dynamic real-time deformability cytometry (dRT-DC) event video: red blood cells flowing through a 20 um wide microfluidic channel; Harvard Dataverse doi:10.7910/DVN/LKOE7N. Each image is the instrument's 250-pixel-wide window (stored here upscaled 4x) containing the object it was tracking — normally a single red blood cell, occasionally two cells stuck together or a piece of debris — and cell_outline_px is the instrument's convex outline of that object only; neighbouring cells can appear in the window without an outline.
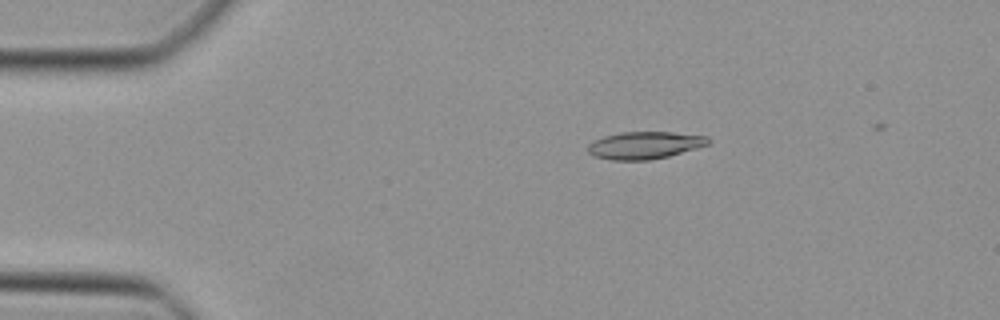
{"species": "Egyptian fruit bat (a non-hibernating species)", "species_latin": "Rousettus aegyptiacus", "temperature_condition": "cold", "stored_images_in_passage": 17, "camera_frame_rate_fps": 3000, "um_per_image_px": 0.085, "animal": {"sex": "female"}, "frame": {"image": 1, "passage_image": 9, "time_ms": 2.667, "image_size_px": [1000, 320], "cell_outline_px": [[712, 140], [708, 144], [696, 148], [668, 156], [648, 160], [612, 160], [592, 156], [588, 152], [588, 144], [592, 140], [604, 136], [620, 132], [672, 132], [708, 136]], "centroid_in_image_um": [54.77, 12.34], "position_along_channel_um": 30.2, "area_um2": 19.25}}
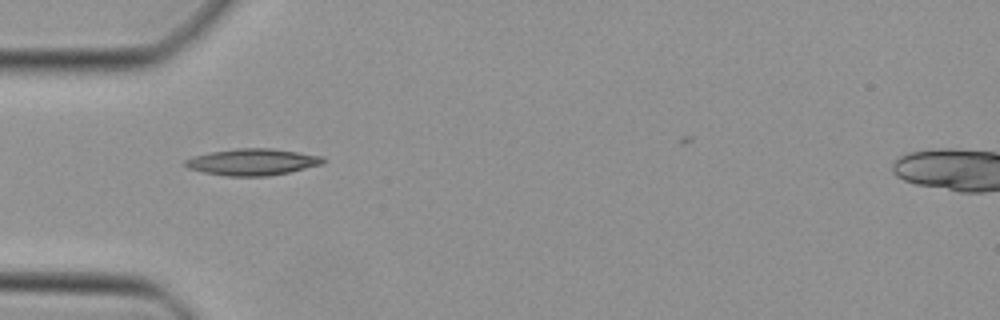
{"frame": {"image": 2, "passage_image": 15, "time_ms": 4.667, "image_size_px": [1000, 320], "cell_outline_px": [[324, 164], [288, 172], [268, 176], [228, 176], [204, 172], [188, 168], [184, 164], [184, 160], [192, 156], [212, 152], [236, 148], [272, 148], [324, 156]], "centroid_in_image_um": [21.47, 13.76], "position_along_channel_um": 63.5, "area_um2": 21.33}}